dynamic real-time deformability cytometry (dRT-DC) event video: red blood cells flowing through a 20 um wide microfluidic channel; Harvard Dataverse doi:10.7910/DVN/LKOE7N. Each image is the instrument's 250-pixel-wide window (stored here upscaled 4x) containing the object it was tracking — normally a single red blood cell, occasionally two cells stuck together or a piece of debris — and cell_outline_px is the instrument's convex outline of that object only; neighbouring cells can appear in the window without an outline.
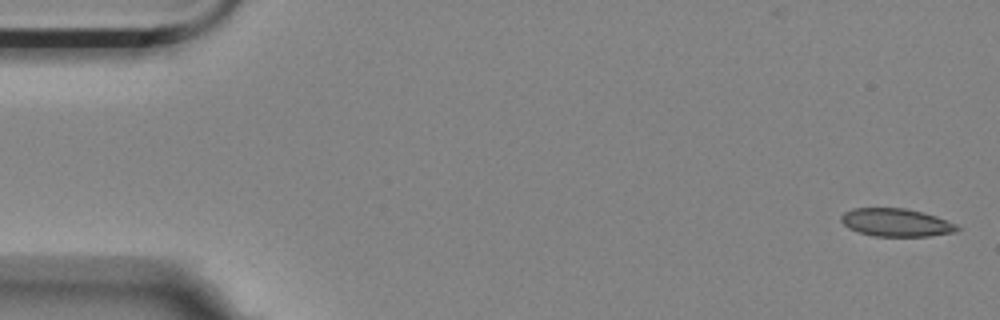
{"species": "Egyptian fruit bat (a non-hibernating species)", "species_latin": "Rousettus aegyptiacus", "temperature_condition": "room temperature", "stored_images_in_passage": 2, "camera_frame_rate_fps": 3000, "um_per_image_px": 0.085, "animal": {"sex": "female"}, "frame": {"image": 1, "passage_image": 1, "time_ms": 0.0, "image_size_px": [1000, 320], "cell_outline_px": [[960, 228], [956, 232], [928, 236], [876, 236], [860, 232], [848, 228], [840, 220], [840, 216], [844, 212], [852, 208], [904, 208], [936, 216], [956, 224]], "centroid_in_image_um": [76.15, 18.91], "position_along_channel_um": 8.8, "area_um2": 18.79}}